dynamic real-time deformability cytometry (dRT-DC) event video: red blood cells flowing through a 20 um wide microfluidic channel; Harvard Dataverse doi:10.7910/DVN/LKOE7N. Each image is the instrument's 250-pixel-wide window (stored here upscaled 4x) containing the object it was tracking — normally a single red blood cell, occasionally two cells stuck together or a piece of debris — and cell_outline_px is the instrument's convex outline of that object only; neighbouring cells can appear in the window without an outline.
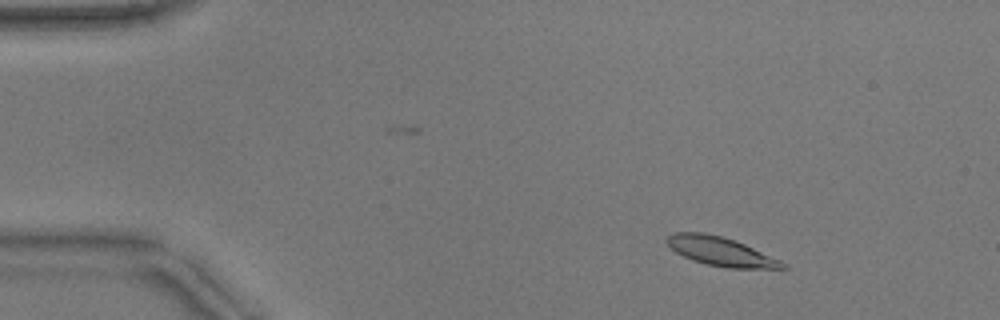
{"species": "common noctule bat (a hibernating species)", "species_latin": "Nyctalus noctula", "temperature_condition": "warm", "stored_images_in_passage": 52, "camera_frame_rate_fps": 3000, "um_per_image_px": 0.085, "animal": {"sex": "male", "body_mass_g": 17.9}, "frame": {"image": 1, "passage_image": 6, "time_ms": 1.667, "image_size_px": [1000, 320], "cell_outline_px": [[788, 268], [728, 268], [708, 264], [692, 260], [676, 252], [664, 240], [672, 232], [704, 232], [736, 240], [780, 260], [788, 264]], "centroid_in_image_um": [61.26, 21.36], "position_along_channel_um": 23.7, "area_um2": 19.36}}
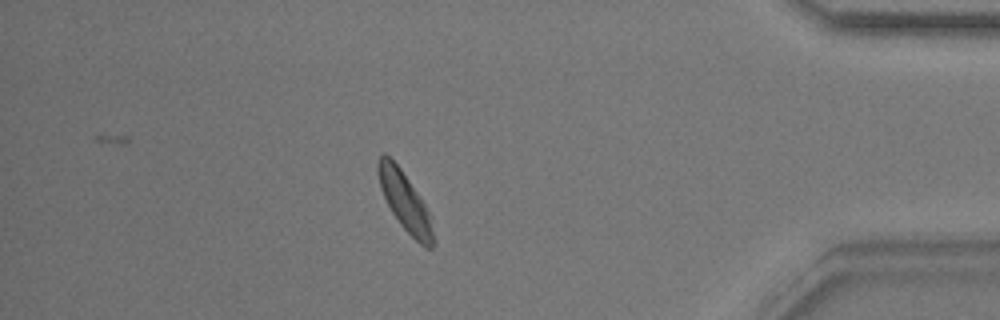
{"frame": {"image": 2, "passage_image": 45, "time_ms": 14.667, "image_size_px": [1000, 320], "cell_outline_px": [[436, 244], [432, 248], [424, 248], [400, 224], [392, 212], [380, 188], [376, 168], [376, 164], [380, 156], [384, 152], [400, 168], [424, 204], [428, 212], [436, 240]], "centroid_in_image_um": [34.42, 17.17], "position_along_channel_um": 400.8, "area_um2": 18.55}}
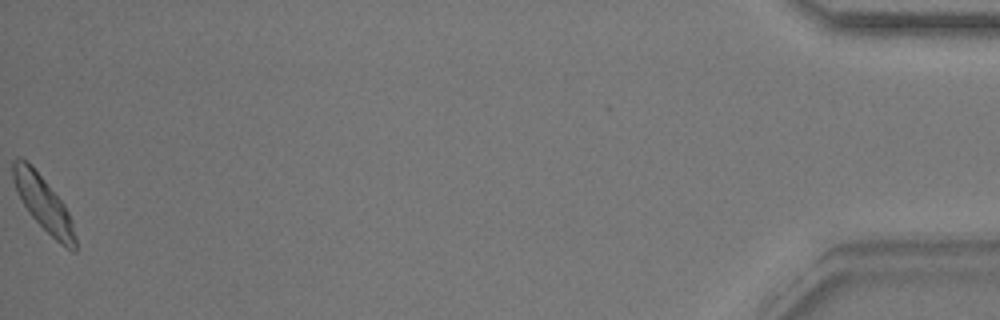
{"frame": {"image": 3, "passage_image": 52, "time_ms": 17.0, "image_size_px": [1000, 320], "cell_outline_px": [[76, 252], [72, 252], [60, 244], [28, 212], [16, 192], [12, 180], [12, 160], [16, 156], [20, 156], [32, 164], [64, 204], [72, 220], [76, 240]], "centroid_in_image_um": [3.66, 17.25], "position_along_channel_um": 431.5, "area_um2": 20.0}, "authors_computed_cell_mechanics": {"area_um2": 19.4786, "velocity_mm_per_s": 3.8109, "shape_relaxation_time_tau1_ms": 1.8018, "shape_relaxation_time_tau2_ms": 1.9518, "deformation_change_tau1": 0.1085, "deformation_change_tau2": 0.0737}}